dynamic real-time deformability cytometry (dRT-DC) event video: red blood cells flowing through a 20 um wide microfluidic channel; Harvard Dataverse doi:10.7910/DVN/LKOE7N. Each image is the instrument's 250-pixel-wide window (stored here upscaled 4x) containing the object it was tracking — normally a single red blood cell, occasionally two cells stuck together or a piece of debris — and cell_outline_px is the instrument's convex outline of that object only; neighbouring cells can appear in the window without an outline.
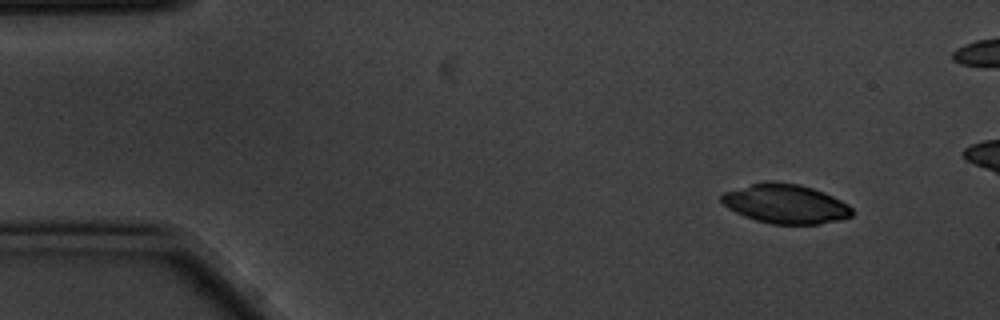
{"species": "common noctule bat (a hibernating species)", "species_latin": "Nyctalus noctula", "temperature_condition": "cold", "stored_images_in_passage": 4, "camera_frame_rate_fps": 3000, "um_per_image_px": 0.085, "animal": {"sex": "male", "body_mass_g": 20.1, "forearm_length_mm": 53.5}, "frame": {"image": 1, "passage_image": 1, "time_ms": 0.0, "image_size_px": [1000, 320], "cell_outline_px": [[852, 216], [840, 220], [820, 224], [772, 224], [756, 220], [744, 216], [728, 208], [720, 200], [720, 196], [724, 192], [764, 180], [776, 180], [800, 184], [824, 192], [848, 204], [852, 208]], "centroid_in_image_um": [66.76, 17.31], "position_along_channel_um": 18.2, "area_um2": 30.11}}